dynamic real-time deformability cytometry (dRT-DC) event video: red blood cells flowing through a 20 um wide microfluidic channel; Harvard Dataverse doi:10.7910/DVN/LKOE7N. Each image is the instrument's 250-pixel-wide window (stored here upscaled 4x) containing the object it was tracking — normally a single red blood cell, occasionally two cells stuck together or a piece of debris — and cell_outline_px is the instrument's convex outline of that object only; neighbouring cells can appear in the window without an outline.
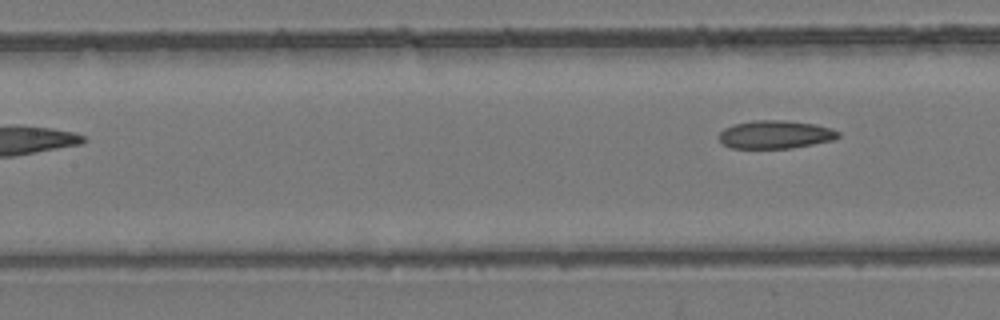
{"species": "common noctule bat (a hibernating species)", "species_latin": "Nyctalus noctula", "temperature_condition": "room temperature", "stored_images_in_passage": 9, "segment_of_instrument_passage": [2, 2], "camera_frame_rate_fps": 3000, "um_per_image_px": 0.085, "animal": {"sex": "female", "body_mass_g": 24.6, "forearm_length_mm": 56.2}, "frame": {"image": 1, "passage_image": 9, "time_ms": 2.667, "image_size_px": [1000, 320], "cell_outline_px": [[840, 136], [832, 140], [792, 148], [732, 148], [724, 144], [720, 140], [720, 132], [724, 128], [732, 124], [752, 120], [784, 120], [816, 124], [832, 128], [840, 132]], "centroid_in_image_um": [65.91, 11.42], "position_along_channel_um": 141.5, "area_um2": 19.59}}